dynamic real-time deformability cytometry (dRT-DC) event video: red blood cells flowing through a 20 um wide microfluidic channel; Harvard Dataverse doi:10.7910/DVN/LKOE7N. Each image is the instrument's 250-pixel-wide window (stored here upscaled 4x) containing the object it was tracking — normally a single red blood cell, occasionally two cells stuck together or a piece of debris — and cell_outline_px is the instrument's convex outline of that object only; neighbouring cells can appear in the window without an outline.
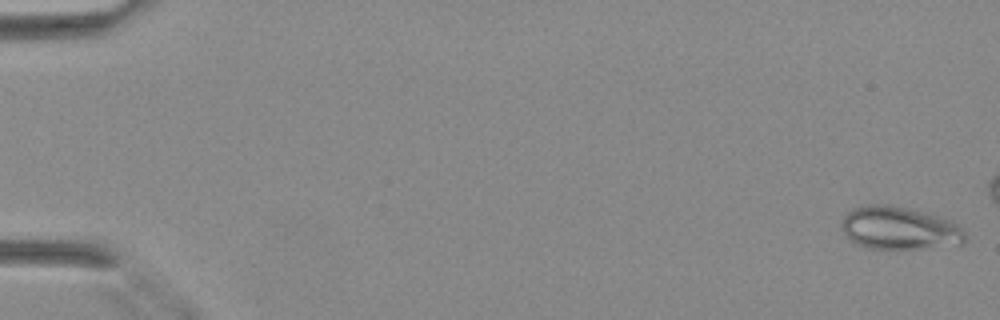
{"species": "Egyptian fruit bat (a non-hibernating species)", "species_latin": "Rousettus aegyptiacus", "temperature_condition": "warm", "stored_images_in_passage": 13, "camera_frame_rate_fps": 3000, "um_per_image_px": 0.085, "animal": {"sex": "female"}, "frame": {"image": 1, "passage_image": 1, "time_ms": 0.0, "image_size_px": [1000, 320], "cell_outline_px": [[968, 236], [960, 244], [920, 248], [868, 248], [856, 244], [844, 232], [840, 224], [844, 216], [852, 208], [868, 204], [888, 204], [952, 220]], "centroid_in_image_um": [76.41, 19.39], "position_along_channel_um": 8.6, "area_um2": 30.4}}